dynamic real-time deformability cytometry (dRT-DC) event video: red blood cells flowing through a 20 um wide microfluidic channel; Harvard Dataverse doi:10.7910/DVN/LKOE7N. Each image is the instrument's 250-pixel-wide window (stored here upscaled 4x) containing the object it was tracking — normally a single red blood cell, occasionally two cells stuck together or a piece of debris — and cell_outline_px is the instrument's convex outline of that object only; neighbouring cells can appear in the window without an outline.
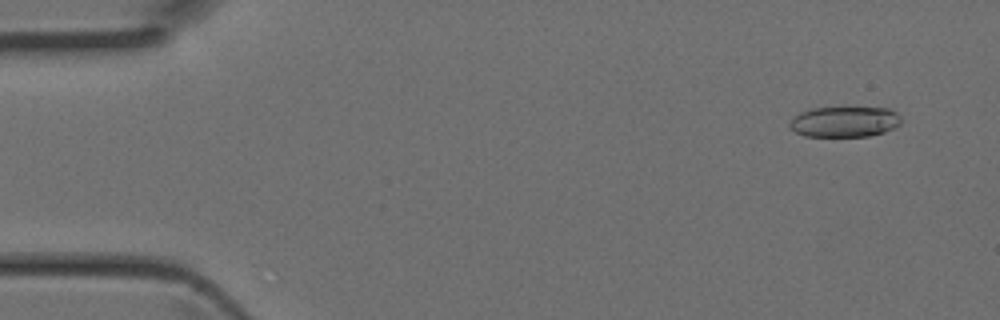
{"species": "Egyptian fruit bat (a non-hibernating species)", "species_latin": "Rousettus aegyptiacus", "temperature_condition": "room temperature", "stored_images_in_passage": 31, "camera_frame_rate_fps": 3000, "um_per_image_px": 0.085, "animal": {"sex": "female"}, "frame": {"image": 1, "passage_image": 3, "time_ms": 0.667, "image_size_px": [1000, 320], "cell_outline_px": [[900, 124], [884, 132], [868, 136], [804, 136], [788, 128], [788, 124], [800, 112], [812, 108], [888, 108], [896, 112], [900, 116]], "centroid_in_image_um": [71.77, 10.35], "position_along_channel_um": 13.2, "area_um2": 19.71}}
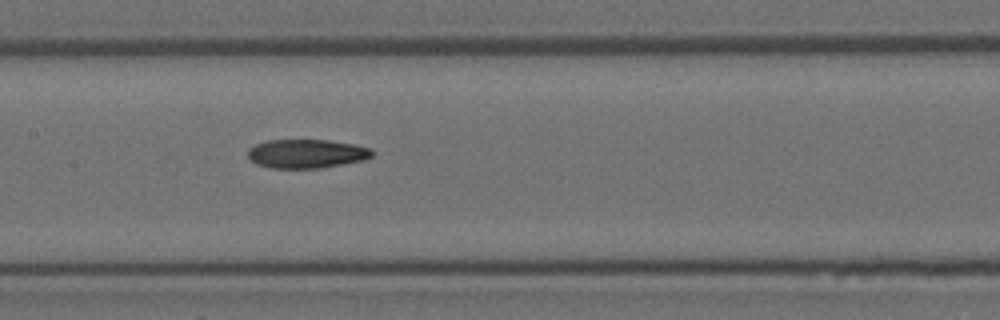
{"frame": {"image": 2, "passage_image": 21, "time_ms": 6.667, "image_size_px": [1000, 320], "cell_outline_px": [[372, 156], [364, 160], [320, 168], [272, 168], [256, 164], [248, 156], [248, 148], [256, 144], [268, 140], [328, 140], [356, 144], [372, 148]], "centroid_in_image_um": [26.07, 13.06], "position_along_channel_um": 181.3, "area_um2": 20.92}}
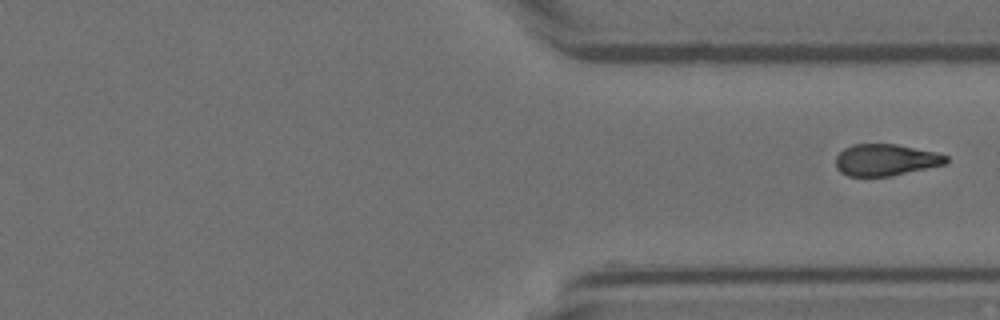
{"frame": {"image": 3, "passage_image": 31, "time_ms": 10.0, "image_size_px": [1000, 320], "cell_outline_px": [[948, 164], [892, 176], [848, 176], [840, 172], [836, 168], [836, 156], [844, 148], [852, 144], [896, 144], [936, 152], [948, 156]], "centroid_in_image_um": [75.3, 13.6], "position_along_channel_um": 336.1, "area_um2": 20.58}}